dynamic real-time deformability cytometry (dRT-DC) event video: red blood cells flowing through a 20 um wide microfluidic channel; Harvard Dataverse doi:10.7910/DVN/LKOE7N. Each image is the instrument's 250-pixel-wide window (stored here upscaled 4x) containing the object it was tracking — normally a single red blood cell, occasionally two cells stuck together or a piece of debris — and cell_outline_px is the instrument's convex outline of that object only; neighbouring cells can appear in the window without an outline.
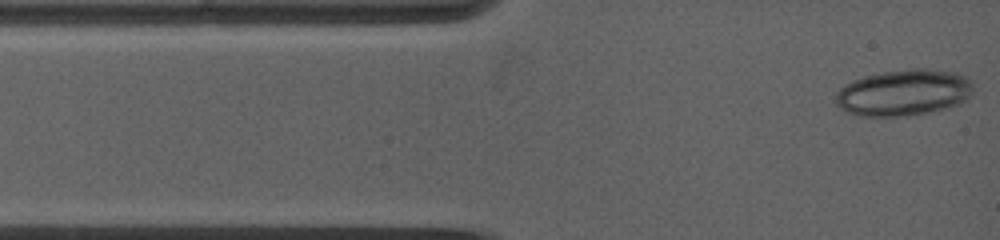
{"species": "common noctule bat (a hibernating species)", "species_latin": "Nyctalus noctula", "temperature_condition": "warm", "stored_images_in_passage": 9, "camera_frame_rate_fps": 5000, "um_per_image_px": 0.085, "animal": {"sex": "female", "body_mass_g": 19.0, "forearm_length_mm": 53.3}, "frame": {"image": 1, "passage_image": 1, "time_ms": 0.0, "image_size_px": [1000, 240], "cell_outline_px": [[972, 96], [960, 104], [948, 108], [928, 112], [904, 116], [860, 116], [844, 112], [836, 104], [836, 92], [844, 84], [852, 80], [864, 76], [884, 72], [912, 68], [928, 68], [960, 72], [968, 76], [972, 80]], "centroid_in_image_um": [76.85, 7.86], "position_along_channel_um": 8.1, "area_um2": 37.8}}